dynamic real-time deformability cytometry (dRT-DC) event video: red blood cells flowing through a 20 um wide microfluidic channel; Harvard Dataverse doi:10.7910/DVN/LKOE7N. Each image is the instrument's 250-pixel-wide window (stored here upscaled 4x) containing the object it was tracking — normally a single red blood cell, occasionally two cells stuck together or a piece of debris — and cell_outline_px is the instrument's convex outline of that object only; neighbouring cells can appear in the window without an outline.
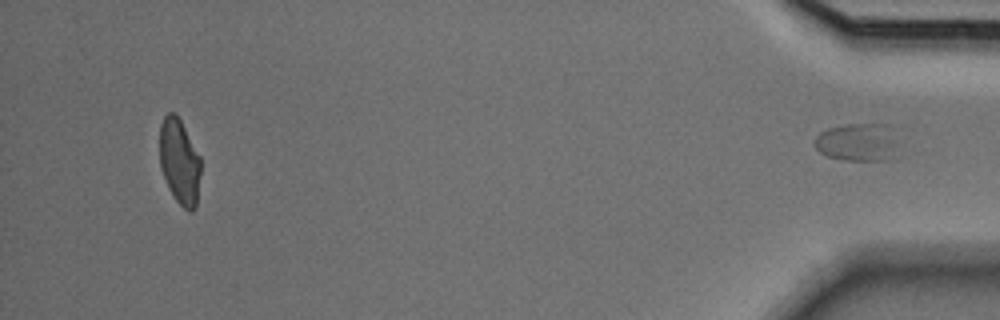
{"species": "Egyptian fruit bat (a non-hibernating species)", "species_latin": "Rousettus aegyptiacus", "temperature_condition": "cold", "stored_images_in_passage": 46, "segment_of_instrument_passage": [2, 2], "camera_frame_rate_fps": 3000, "um_per_image_px": 0.085, "animal": {"sex": "male"}, "frame": {"image": 1, "passage_image": 46, "time_ms": 15.0, "image_size_px": [1000, 320], "cell_outline_px": [[908, 156], [896, 160], [844, 160], [828, 156], [820, 152], [816, 148], [816, 136], [820, 132], [828, 128], [848, 124], [888, 124]], "centroid_in_image_um": [73.13, 12.14], "position_along_channel_um": 362.1, "area_um2": 19.65}}